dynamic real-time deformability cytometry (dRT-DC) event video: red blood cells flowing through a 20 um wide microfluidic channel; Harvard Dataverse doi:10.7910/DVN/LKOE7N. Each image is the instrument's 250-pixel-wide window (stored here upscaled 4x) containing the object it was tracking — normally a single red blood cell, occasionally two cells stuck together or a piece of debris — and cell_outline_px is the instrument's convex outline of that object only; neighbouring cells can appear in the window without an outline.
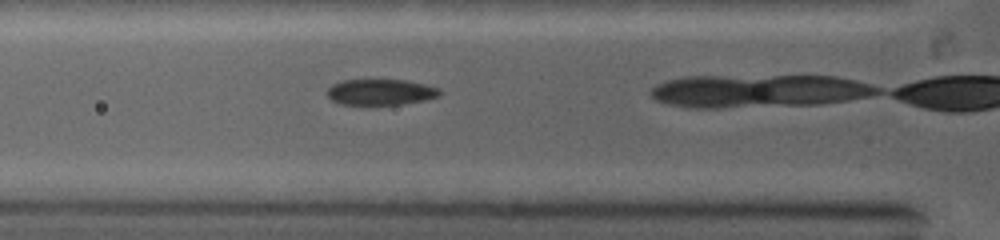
{"species": "common noctule bat (a hibernating species)", "species_latin": "Nyctalus noctula", "temperature_condition": "warm", "stored_images_in_passage": 4, "camera_frame_rate_fps": 5000, "um_per_image_px": 0.085, "animal": {"sex": "female", "body_mass_g": 19.0, "forearm_length_mm": 53.3}, "frame": {"image": 1, "passage_image": 3, "time_ms": 1.0, "image_size_px": [1000, 240], "cell_outline_px": [[444, 92], [440, 96], [424, 100], [404, 104], [340, 104], [332, 100], [328, 96], [328, 88], [332, 84], [340, 80], [404, 80], [424, 84], [440, 88]], "centroid_in_image_um": [32.39, 7.82], "position_along_channel_um": 93.4, "area_um2": 16.99}}